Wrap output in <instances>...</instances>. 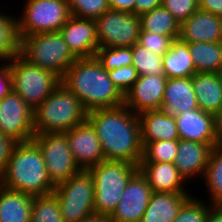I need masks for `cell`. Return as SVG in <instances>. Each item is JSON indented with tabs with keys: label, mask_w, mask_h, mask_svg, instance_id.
I'll use <instances>...</instances> for the list:
<instances>
[{
	"label": "cell",
	"mask_w": 222,
	"mask_h": 222,
	"mask_svg": "<svg viewBox=\"0 0 222 222\" xmlns=\"http://www.w3.org/2000/svg\"><path fill=\"white\" fill-rule=\"evenodd\" d=\"M32 140L38 145L50 181L55 186L82 170L74 159L64 133L37 134Z\"/></svg>",
	"instance_id": "obj_10"
},
{
	"label": "cell",
	"mask_w": 222,
	"mask_h": 222,
	"mask_svg": "<svg viewBox=\"0 0 222 222\" xmlns=\"http://www.w3.org/2000/svg\"><path fill=\"white\" fill-rule=\"evenodd\" d=\"M142 145L161 140H179L175 117L161 109L146 110L138 114Z\"/></svg>",
	"instance_id": "obj_22"
},
{
	"label": "cell",
	"mask_w": 222,
	"mask_h": 222,
	"mask_svg": "<svg viewBox=\"0 0 222 222\" xmlns=\"http://www.w3.org/2000/svg\"><path fill=\"white\" fill-rule=\"evenodd\" d=\"M95 57L107 71L132 65V47H99Z\"/></svg>",
	"instance_id": "obj_34"
},
{
	"label": "cell",
	"mask_w": 222,
	"mask_h": 222,
	"mask_svg": "<svg viewBox=\"0 0 222 222\" xmlns=\"http://www.w3.org/2000/svg\"><path fill=\"white\" fill-rule=\"evenodd\" d=\"M194 197L195 196H191L183 204L173 222H204L212 205L207 202L205 203V200L203 201L202 198L198 199Z\"/></svg>",
	"instance_id": "obj_36"
},
{
	"label": "cell",
	"mask_w": 222,
	"mask_h": 222,
	"mask_svg": "<svg viewBox=\"0 0 222 222\" xmlns=\"http://www.w3.org/2000/svg\"><path fill=\"white\" fill-rule=\"evenodd\" d=\"M196 108L199 107L192 77L168 78L161 110L175 117L181 112Z\"/></svg>",
	"instance_id": "obj_21"
},
{
	"label": "cell",
	"mask_w": 222,
	"mask_h": 222,
	"mask_svg": "<svg viewBox=\"0 0 222 222\" xmlns=\"http://www.w3.org/2000/svg\"><path fill=\"white\" fill-rule=\"evenodd\" d=\"M205 178V179H204ZM205 180V181H204ZM207 189L208 202L211 205H222V148L213 147L203 176Z\"/></svg>",
	"instance_id": "obj_30"
},
{
	"label": "cell",
	"mask_w": 222,
	"mask_h": 222,
	"mask_svg": "<svg viewBox=\"0 0 222 222\" xmlns=\"http://www.w3.org/2000/svg\"><path fill=\"white\" fill-rule=\"evenodd\" d=\"M180 139L215 144V116L200 108L186 110L175 116Z\"/></svg>",
	"instance_id": "obj_17"
},
{
	"label": "cell",
	"mask_w": 222,
	"mask_h": 222,
	"mask_svg": "<svg viewBox=\"0 0 222 222\" xmlns=\"http://www.w3.org/2000/svg\"><path fill=\"white\" fill-rule=\"evenodd\" d=\"M215 144H204L190 140H178V153L174 161L180 175L187 181L198 176L203 179L210 153ZM190 179V180H189Z\"/></svg>",
	"instance_id": "obj_18"
},
{
	"label": "cell",
	"mask_w": 222,
	"mask_h": 222,
	"mask_svg": "<svg viewBox=\"0 0 222 222\" xmlns=\"http://www.w3.org/2000/svg\"><path fill=\"white\" fill-rule=\"evenodd\" d=\"M6 62L0 66V100L13 90L10 62L9 60H6Z\"/></svg>",
	"instance_id": "obj_41"
},
{
	"label": "cell",
	"mask_w": 222,
	"mask_h": 222,
	"mask_svg": "<svg viewBox=\"0 0 222 222\" xmlns=\"http://www.w3.org/2000/svg\"><path fill=\"white\" fill-rule=\"evenodd\" d=\"M30 222H64L54 193L34 197Z\"/></svg>",
	"instance_id": "obj_32"
},
{
	"label": "cell",
	"mask_w": 222,
	"mask_h": 222,
	"mask_svg": "<svg viewBox=\"0 0 222 222\" xmlns=\"http://www.w3.org/2000/svg\"><path fill=\"white\" fill-rule=\"evenodd\" d=\"M165 75H142L124 95V105L133 113L159 110L167 83Z\"/></svg>",
	"instance_id": "obj_14"
},
{
	"label": "cell",
	"mask_w": 222,
	"mask_h": 222,
	"mask_svg": "<svg viewBox=\"0 0 222 222\" xmlns=\"http://www.w3.org/2000/svg\"><path fill=\"white\" fill-rule=\"evenodd\" d=\"M78 166L87 170L105 160L104 153L93 126L86 120L64 133Z\"/></svg>",
	"instance_id": "obj_15"
},
{
	"label": "cell",
	"mask_w": 222,
	"mask_h": 222,
	"mask_svg": "<svg viewBox=\"0 0 222 222\" xmlns=\"http://www.w3.org/2000/svg\"><path fill=\"white\" fill-rule=\"evenodd\" d=\"M163 71L167 78L192 77L195 66L188 49V43L176 39L169 50L163 55Z\"/></svg>",
	"instance_id": "obj_26"
},
{
	"label": "cell",
	"mask_w": 222,
	"mask_h": 222,
	"mask_svg": "<svg viewBox=\"0 0 222 222\" xmlns=\"http://www.w3.org/2000/svg\"><path fill=\"white\" fill-rule=\"evenodd\" d=\"M87 121L98 135L105 160L139 166L143 145L138 114L122 105L89 111Z\"/></svg>",
	"instance_id": "obj_1"
},
{
	"label": "cell",
	"mask_w": 222,
	"mask_h": 222,
	"mask_svg": "<svg viewBox=\"0 0 222 222\" xmlns=\"http://www.w3.org/2000/svg\"><path fill=\"white\" fill-rule=\"evenodd\" d=\"M190 193L153 192L140 222H173Z\"/></svg>",
	"instance_id": "obj_23"
},
{
	"label": "cell",
	"mask_w": 222,
	"mask_h": 222,
	"mask_svg": "<svg viewBox=\"0 0 222 222\" xmlns=\"http://www.w3.org/2000/svg\"><path fill=\"white\" fill-rule=\"evenodd\" d=\"M79 222H110L109 216L93 213L91 215L86 216Z\"/></svg>",
	"instance_id": "obj_47"
},
{
	"label": "cell",
	"mask_w": 222,
	"mask_h": 222,
	"mask_svg": "<svg viewBox=\"0 0 222 222\" xmlns=\"http://www.w3.org/2000/svg\"><path fill=\"white\" fill-rule=\"evenodd\" d=\"M204 222H222V205H212Z\"/></svg>",
	"instance_id": "obj_45"
},
{
	"label": "cell",
	"mask_w": 222,
	"mask_h": 222,
	"mask_svg": "<svg viewBox=\"0 0 222 222\" xmlns=\"http://www.w3.org/2000/svg\"><path fill=\"white\" fill-rule=\"evenodd\" d=\"M179 39L185 43L221 42L222 18L199 9L180 24Z\"/></svg>",
	"instance_id": "obj_19"
},
{
	"label": "cell",
	"mask_w": 222,
	"mask_h": 222,
	"mask_svg": "<svg viewBox=\"0 0 222 222\" xmlns=\"http://www.w3.org/2000/svg\"><path fill=\"white\" fill-rule=\"evenodd\" d=\"M61 83L77 96L87 112L124 105V96L95 56L77 58L67 69Z\"/></svg>",
	"instance_id": "obj_2"
},
{
	"label": "cell",
	"mask_w": 222,
	"mask_h": 222,
	"mask_svg": "<svg viewBox=\"0 0 222 222\" xmlns=\"http://www.w3.org/2000/svg\"><path fill=\"white\" fill-rule=\"evenodd\" d=\"M177 149L178 140L149 142L143 146L141 162L174 163Z\"/></svg>",
	"instance_id": "obj_33"
},
{
	"label": "cell",
	"mask_w": 222,
	"mask_h": 222,
	"mask_svg": "<svg viewBox=\"0 0 222 222\" xmlns=\"http://www.w3.org/2000/svg\"><path fill=\"white\" fill-rule=\"evenodd\" d=\"M18 20L20 38L60 31L71 16L67 0H26Z\"/></svg>",
	"instance_id": "obj_8"
},
{
	"label": "cell",
	"mask_w": 222,
	"mask_h": 222,
	"mask_svg": "<svg viewBox=\"0 0 222 222\" xmlns=\"http://www.w3.org/2000/svg\"><path fill=\"white\" fill-rule=\"evenodd\" d=\"M20 56L35 66L51 71L60 79L77 60L60 31L22 37Z\"/></svg>",
	"instance_id": "obj_6"
},
{
	"label": "cell",
	"mask_w": 222,
	"mask_h": 222,
	"mask_svg": "<svg viewBox=\"0 0 222 222\" xmlns=\"http://www.w3.org/2000/svg\"><path fill=\"white\" fill-rule=\"evenodd\" d=\"M60 33L76 58H89L96 55L99 44L95 20L71 15L60 29Z\"/></svg>",
	"instance_id": "obj_16"
},
{
	"label": "cell",
	"mask_w": 222,
	"mask_h": 222,
	"mask_svg": "<svg viewBox=\"0 0 222 222\" xmlns=\"http://www.w3.org/2000/svg\"><path fill=\"white\" fill-rule=\"evenodd\" d=\"M140 31H149L179 39L180 23L163 6L140 15Z\"/></svg>",
	"instance_id": "obj_28"
},
{
	"label": "cell",
	"mask_w": 222,
	"mask_h": 222,
	"mask_svg": "<svg viewBox=\"0 0 222 222\" xmlns=\"http://www.w3.org/2000/svg\"><path fill=\"white\" fill-rule=\"evenodd\" d=\"M132 65L139 76L164 75L163 56L150 52L138 42L132 46Z\"/></svg>",
	"instance_id": "obj_31"
},
{
	"label": "cell",
	"mask_w": 222,
	"mask_h": 222,
	"mask_svg": "<svg viewBox=\"0 0 222 222\" xmlns=\"http://www.w3.org/2000/svg\"><path fill=\"white\" fill-rule=\"evenodd\" d=\"M162 6V0H135L134 14L141 15Z\"/></svg>",
	"instance_id": "obj_42"
},
{
	"label": "cell",
	"mask_w": 222,
	"mask_h": 222,
	"mask_svg": "<svg viewBox=\"0 0 222 222\" xmlns=\"http://www.w3.org/2000/svg\"><path fill=\"white\" fill-rule=\"evenodd\" d=\"M10 62L13 91L35 110L61 83V79L46 69L35 66L20 55Z\"/></svg>",
	"instance_id": "obj_7"
},
{
	"label": "cell",
	"mask_w": 222,
	"mask_h": 222,
	"mask_svg": "<svg viewBox=\"0 0 222 222\" xmlns=\"http://www.w3.org/2000/svg\"><path fill=\"white\" fill-rule=\"evenodd\" d=\"M34 110L13 90L0 100V132L17 142L34 137Z\"/></svg>",
	"instance_id": "obj_12"
},
{
	"label": "cell",
	"mask_w": 222,
	"mask_h": 222,
	"mask_svg": "<svg viewBox=\"0 0 222 222\" xmlns=\"http://www.w3.org/2000/svg\"><path fill=\"white\" fill-rule=\"evenodd\" d=\"M198 107L214 116L222 111V83L217 73H195L192 76Z\"/></svg>",
	"instance_id": "obj_24"
},
{
	"label": "cell",
	"mask_w": 222,
	"mask_h": 222,
	"mask_svg": "<svg viewBox=\"0 0 222 222\" xmlns=\"http://www.w3.org/2000/svg\"><path fill=\"white\" fill-rule=\"evenodd\" d=\"M215 146L222 148V111L215 115Z\"/></svg>",
	"instance_id": "obj_46"
},
{
	"label": "cell",
	"mask_w": 222,
	"mask_h": 222,
	"mask_svg": "<svg viewBox=\"0 0 222 222\" xmlns=\"http://www.w3.org/2000/svg\"><path fill=\"white\" fill-rule=\"evenodd\" d=\"M64 222H79L94 211V182L88 170H81L55 186Z\"/></svg>",
	"instance_id": "obj_9"
},
{
	"label": "cell",
	"mask_w": 222,
	"mask_h": 222,
	"mask_svg": "<svg viewBox=\"0 0 222 222\" xmlns=\"http://www.w3.org/2000/svg\"><path fill=\"white\" fill-rule=\"evenodd\" d=\"M87 113L77 96L60 83L34 110V135L68 132L84 123Z\"/></svg>",
	"instance_id": "obj_4"
},
{
	"label": "cell",
	"mask_w": 222,
	"mask_h": 222,
	"mask_svg": "<svg viewBox=\"0 0 222 222\" xmlns=\"http://www.w3.org/2000/svg\"><path fill=\"white\" fill-rule=\"evenodd\" d=\"M17 141L0 132V176L4 173Z\"/></svg>",
	"instance_id": "obj_40"
},
{
	"label": "cell",
	"mask_w": 222,
	"mask_h": 222,
	"mask_svg": "<svg viewBox=\"0 0 222 222\" xmlns=\"http://www.w3.org/2000/svg\"><path fill=\"white\" fill-rule=\"evenodd\" d=\"M218 76H219V79H220V81H221V83H222V67L220 68V70L218 71Z\"/></svg>",
	"instance_id": "obj_48"
},
{
	"label": "cell",
	"mask_w": 222,
	"mask_h": 222,
	"mask_svg": "<svg viewBox=\"0 0 222 222\" xmlns=\"http://www.w3.org/2000/svg\"><path fill=\"white\" fill-rule=\"evenodd\" d=\"M138 168L152 192L189 193L184 187L186 181L174 163L140 162Z\"/></svg>",
	"instance_id": "obj_20"
},
{
	"label": "cell",
	"mask_w": 222,
	"mask_h": 222,
	"mask_svg": "<svg viewBox=\"0 0 222 222\" xmlns=\"http://www.w3.org/2000/svg\"><path fill=\"white\" fill-rule=\"evenodd\" d=\"M87 170L94 182V211L110 217L128 182L139 171L138 165L104 160Z\"/></svg>",
	"instance_id": "obj_5"
},
{
	"label": "cell",
	"mask_w": 222,
	"mask_h": 222,
	"mask_svg": "<svg viewBox=\"0 0 222 222\" xmlns=\"http://www.w3.org/2000/svg\"><path fill=\"white\" fill-rule=\"evenodd\" d=\"M110 9L134 13L135 0H108Z\"/></svg>",
	"instance_id": "obj_44"
},
{
	"label": "cell",
	"mask_w": 222,
	"mask_h": 222,
	"mask_svg": "<svg viewBox=\"0 0 222 222\" xmlns=\"http://www.w3.org/2000/svg\"><path fill=\"white\" fill-rule=\"evenodd\" d=\"M162 6L181 24L199 10V0H162Z\"/></svg>",
	"instance_id": "obj_39"
},
{
	"label": "cell",
	"mask_w": 222,
	"mask_h": 222,
	"mask_svg": "<svg viewBox=\"0 0 222 222\" xmlns=\"http://www.w3.org/2000/svg\"><path fill=\"white\" fill-rule=\"evenodd\" d=\"M173 41L171 37L158 33L149 31L139 32L138 43L146 47L150 52L160 56H163L169 50Z\"/></svg>",
	"instance_id": "obj_37"
},
{
	"label": "cell",
	"mask_w": 222,
	"mask_h": 222,
	"mask_svg": "<svg viewBox=\"0 0 222 222\" xmlns=\"http://www.w3.org/2000/svg\"><path fill=\"white\" fill-rule=\"evenodd\" d=\"M199 9L222 18V0H199Z\"/></svg>",
	"instance_id": "obj_43"
},
{
	"label": "cell",
	"mask_w": 222,
	"mask_h": 222,
	"mask_svg": "<svg viewBox=\"0 0 222 222\" xmlns=\"http://www.w3.org/2000/svg\"><path fill=\"white\" fill-rule=\"evenodd\" d=\"M21 38L17 17L0 11V61L20 55Z\"/></svg>",
	"instance_id": "obj_29"
},
{
	"label": "cell",
	"mask_w": 222,
	"mask_h": 222,
	"mask_svg": "<svg viewBox=\"0 0 222 222\" xmlns=\"http://www.w3.org/2000/svg\"><path fill=\"white\" fill-rule=\"evenodd\" d=\"M152 193L146 178L138 171L125 187L110 222H140Z\"/></svg>",
	"instance_id": "obj_13"
},
{
	"label": "cell",
	"mask_w": 222,
	"mask_h": 222,
	"mask_svg": "<svg viewBox=\"0 0 222 222\" xmlns=\"http://www.w3.org/2000/svg\"><path fill=\"white\" fill-rule=\"evenodd\" d=\"M70 14L84 19L96 20L108 9V0H67Z\"/></svg>",
	"instance_id": "obj_35"
},
{
	"label": "cell",
	"mask_w": 222,
	"mask_h": 222,
	"mask_svg": "<svg viewBox=\"0 0 222 222\" xmlns=\"http://www.w3.org/2000/svg\"><path fill=\"white\" fill-rule=\"evenodd\" d=\"M34 197L0 185V222H30Z\"/></svg>",
	"instance_id": "obj_25"
},
{
	"label": "cell",
	"mask_w": 222,
	"mask_h": 222,
	"mask_svg": "<svg viewBox=\"0 0 222 222\" xmlns=\"http://www.w3.org/2000/svg\"><path fill=\"white\" fill-rule=\"evenodd\" d=\"M95 22L99 47H132L139 41V15L108 9Z\"/></svg>",
	"instance_id": "obj_11"
},
{
	"label": "cell",
	"mask_w": 222,
	"mask_h": 222,
	"mask_svg": "<svg viewBox=\"0 0 222 222\" xmlns=\"http://www.w3.org/2000/svg\"><path fill=\"white\" fill-rule=\"evenodd\" d=\"M107 72L110 80L123 96L134 85L139 77L137 70L133 65L123 66Z\"/></svg>",
	"instance_id": "obj_38"
},
{
	"label": "cell",
	"mask_w": 222,
	"mask_h": 222,
	"mask_svg": "<svg viewBox=\"0 0 222 222\" xmlns=\"http://www.w3.org/2000/svg\"><path fill=\"white\" fill-rule=\"evenodd\" d=\"M196 73H218L222 67V42L188 43Z\"/></svg>",
	"instance_id": "obj_27"
},
{
	"label": "cell",
	"mask_w": 222,
	"mask_h": 222,
	"mask_svg": "<svg viewBox=\"0 0 222 222\" xmlns=\"http://www.w3.org/2000/svg\"><path fill=\"white\" fill-rule=\"evenodd\" d=\"M0 185L33 197L54 192L42 153L33 141L18 142L0 176Z\"/></svg>",
	"instance_id": "obj_3"
}]
</instances>
